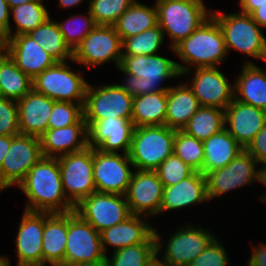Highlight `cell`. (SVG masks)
<instances>
[{
  "mask_svg": "<svg viewBox=\"0 0 266 266\" xmlns=\"http://www.w3.org/2000/svg\"><path fill=\"white\" fill-rule=\"evenodd\" d=\"M28 199L25 210L67 213L74 205L66 198L58 158L42 157L18 185Z\"/></svg>",
  "mask_w": 266,
  "mask_h": 266,
  "instance_id": "1",
  "label": "cell"
},
{
  "mask_svg": "<svg viewBox=\"0 0 266 266\" xmlns=\"http://www.w3.org/2000/svg\"><path fill=\"white\" fill-rule=\"evenodd\" d=\"M188 66L157 54L123 55L118 69L127 78L126 84L119 86L133 97L168 91L170 87H160V83L188 72L190 74L191 69Z\"/></svg>",
  "mask_w": 266,
  "mask_h": 266,
  "instance_id": "2",
  "label": "cell"
},
{
  "mask_svg": "<svg viewBox=\"0 0 266 266\" xmlns=\"http://www.w3.org/2000/svg\"><path fill=\"white\" fill-rule=\"evenodd\" d=\"M171 49L184 64L195 68L217 67L229 53L221 27L212 15Z\"/></svg>",
  "mask_w": 266,
  "mask_h": 266,
  "instance_id": "3",
  "label": "cell"
},
{
  "mask_svg": "<svg viewBox=\"0 0 266 266\" xmlns=\"http://www.w3.org/2000/svg\"><path fill=\"white\" fill-rule=\"evenodd\" d=\"M158 25L171 38L170 48L192 34L212 14L203 0H156Z\"/></svg>",
  "mask_w": 266,
  "mask_h": 266,
  "instance_id": "4",
  "label": "cell"
},
{
  "mask_svg": "<svg viewBox=\"0 0 266 266\" xmlns=\"http://www.w3.org/2000/svg\"><path fill=\"white\" fill-rule=\"evenodd\" d=\"M175 135L166 125L135 127L128 153L135 170L155 171L174 153Z\"/></svg>",
  "mask_w": 266,
  "mask_h": 266,
  "instance_id": "5",
  "label": "cell"
},
{
  "mask_svg": "<svg viewBox=\"0 0 266 266\" xmlns=\"http://www.w3.org/2000/svg\"><path fill=\"white\" fill-rule=\"evenodd\" d=\"M211 15L221 27L227 51L232 48L256 60L266 61V38L251 15L217 11H212Z\"/></svg>",
  "mask_w": 266,
  "mask_h": 266,
  "instance_id": "6",
  "label": "cell"
},
{
  "mask_svg": "<svg viewBox=\"0 0 266 266\" xmlns=\"http://www.w3.org/2000/svg\"><path fill=\"white\" fill-rule=\"evenodd\" d=\"M133 96L124 91L119 84H88L83 104V118L88 126L105 118H127L132 120Z\"/></svg>",
  "mask_w": 266,
  "mask_h": 266,
  "instance_id": "7",
  "label": "cell"
},
{
  "mask_svg": "<svg viewBox=\"0 0 266 266\" xmlns=\"http://www.w3.org/2000/svg\"><path fill=\"white\" fill-rule=\"evenodd\" d=\"M66 62H57L32 80L33 90L54 101L84 103L88 82Z\"/></svg>",
  "mask_w": 266,
  "mask_h": 266,
  "instance_id": "8",
  "label": "cell"
},
{
  "mask_svg": "<svg viewBox=\"0 0 266 266\" xmlns=\"http://www.w3.org/2000/svg\"><path fill=\"white\" fill-rule=\"evenodd\" d=\"M62 186L66 198L76 206L96 192L93 179V148L58 156Z\"/></svg>",
  "mask_w": 266,
  "mask_h": 266,
  "instance_id": "9",
  "label": "cell"
},
{
  "mask_svg": "<svg viewBox=\"0 0 266 266\" xmlns=\"http://www.w3.org/2000/svg\"><path fill=\"white\" fill-rule=\"evenodd\" d=\"M101 236L74 210L68 212V232L64 266H79L103 259Z\"/></svg>",
  "mask_w": 266,
  "mask_h": 266,
  "instance_id": "10",
  "label": "cell"
},
{
  "mask_svg": "<svg viewBox=\"0 0 266 266\" xmlns=\"http://www.w3.org/2000/svg\"><path fill=\"white\" fill-rule=\"evenodd\" d=\"M43 157L40 137L16 135L0 167V191L18 186L28 171Z\"/></svg>",
  "mask_w": 266,
  "mask_h": 266,
  "instance_id": "11",
  "label": "cell"
},
{
  "mask_svg": "<svg viewBox=\"0 0 266 266\" xmlns=\"http://www.w3.org/2000/svg\"><path fill=\"white\" fill-rule=\"evenodd\" d=\"M122 52V40L114 26L97 25L75 48L71 62L97 66L114 61L119 67Z\"/></svg>",
  "mask_w": 266,
  "mask_h": 266,
  "instance_id": "12",
  "label": "cell"
},
{
  "mask_svg": "<svg viewBox=\"0 0 266 266\" xmlns=\"http://www.w3.org/2000/svg\"><path fill=\"white\" fill-rule=\"evenodd\" d=\"M74 211L98 232L117 225L132 215L124 195L97 191L82 199L74 207Z\"/></svg>",
  "mask_w": 266,
  "mask_h": 266,
  "instance_id": "13",
  "label": "cell"
},
{
  "mask_svg": "<svg viewBox=\"0 0 266 266\" xmlns=\"http://www.w3.org/2000/svg\"><path fill=\"white\" fill-rule=\"evenodd\" d=\"M134 167L128 154L104 153L93 149V179L96 191L101 193L126 194Z\"/></svg>",
  "mask_w": 266,
  "mask_h": 266,
  "instance_id": "14",
  "label": "cell"
},
{
  "mask_svg": "<svg viewBox=\"0 0 266 266\" xmlns=\"http://www.w3.org/2000/svg\"><path fill=\"white\" fill-rule=\"evenodd\" d=\"M257 165L256 159L244 149L227 166L208 172L205 175L208 199L254 183L258 180Z\"/></svg>",
  "mask_w": 266,
  "mask_h": 266,
  "instance_id": "15",
  "label": "cell"
},
{
  "mask_svg": "<svg viewBox=\"0 0 266 266\" xmlns=\"http://www.w3.org/2000/svg\"><path fill=\"white\" fill-rule=\"evenodd\" d=\"M178 228L170 238H168L165 253L159 260L168 266H189L190 263L200 255L208 245L216 238L209 231L198 226H188Z\"/></svg>",
  "mask_w": 266,
  "mask_h": 266,
  "instance_id": "16",
  "label": "cell"
},
{
  "mask_svg": "<svg viewBox=\"0 0 266 266\" xmlns=\"http://www.w3.org/2000/svg\"><path fill=\"white\" fill-rule=\"evenodd\" d=\"M163 189L156 171L135 170L125 194L131 214L148 218L159 214Z\"/></svg>",
  "mask_w": 266,
  "mask_h": 266,
  "instance_id": "17",
  "label": "cell"
},
{
  "mask_svg": "<svg viewBox=\"0 0 266 266\" xmlns=\"http://www.w3.org/2000/svg\"><path fill=\"white\" fill-rule=\"evenodd\" d=\"M132 120L127 118H105L87 126L88 146L104 153L128 154L134 131Z\"/></svg>",
  "mask_w": 266,
  "mask_h": 266,
  "instance_id": "18",
  "label": "cell"
},
{
  "mask_svg": "<svg viewBox=\"0 0 266 266\" xmlns=\"http://www.w3.org/2000/svg\"><path fill=\"white\" fill-rule=\"evenodd\" d=\"M194 71L190 88L200 105L225 110L234 99V84L228 82L218 67L195 68Z\"/></svg>",
  "mask_w": 266,
  "mask_h": 266,
  "instance_id": "19",
  "label": "cell"
},
{
  "mask_svg": "<svg viewBox=\"0 0 266 266\" xmlns=\"http://www.w3.org/2000/svg\"><path fill=\"white\" fill-rule=\"evenodd\" d=\"M44 212L25 210L16 237L18 266H43Z\"/></svg>",
  "mask_w": 266,
  "mask_h": 266,
  "instance_id": "20",
  "label": "cell"
},
{
  "mask_svg": "<svg viewBox=\"0 0 266 266\" xmlns=\"http://www.w3.org/2000/svg\"><path fill=\"white\" fill-rule=\"evenodd\" d=\"M224 111L225 128L243 149L266 125L265 110L236 99H233Z\"/></svg>",
  "mask_w": 266,
  "mask_h": 266,
  "instance_id": "21",
  "label": "cell"
},
{
  "mask_svg": "<svg viewBox=\"0 0 266 266\" xmlns=\"http://www.w3.org/2000/svg\"><path fill=\"white\" fill-rule=\"evenodd\" d=\"M7 53L17 67L32 80L57 61L27 34L7 40Z\"/></svg>",
  "mask_w": 266,
  "mask_h": 266,
  "instance_id": "22",
  "label": "cell"
},
{
  "mask_svg": "<svg viewBox=\"0 0 266 266\" xmlns=\"http://www.w3.org/2000/svg\"><path fill=\"white\" fill-rule=\"evenodd\" d=\"M40 142L43 157L57 158L81 151L88 146L86 122L82 117L76 124L64 128L47 129L40 136Z\"/></svg>",
  "mask_w": 266,
  "mask_h": 266,
  "instance_id": "23",
  "label": "cell"
},
{
  "mask_svg": "<svg viewBox=\"0 0 266 266\" xmlns=\"http://www.w3.org/2000/svg\"><path fill=\"white\" fill-rule=\"evenodd\" d=\"M53 105V99L33 89L18 100L20 134L40 137L48 129V120Z\"/></svg>",
  "mask_w": 266,
  "mask_h": 266,
  "instance_id": "24",
  "label": "cell"
},
{
  "mask_svg": "<svg viewBox=\"0 0 266 266\" xmlns=\"http://www.w3.org/2000/svg\"><path fill=\"white\" fill-rule=\"evenodd\" d=\"M204 201H209L206 176L202 172L194 171L177 184L164 187L160 213Z\"/></svg>",
  "mask_w": 266,
  "mask_h": 266,
  "instance_id": "25",
  "label": "cell"
},
{
  "mask_svg": "<svg viewBox=\"0 0 266 266\" xmlns=\"http://www.w3.org/2000/svg\"><path fill=\"white\" fill-rule=\"evenodd\" d=\"M68 232V212H44L42 239L43 266H64Z\"/></svg>",
  "mask_w": 266,
  "mask_h": 266,
  "instance_id": "26",
  "label": "cell"
},
{
  "mask_svg": "<svg viewBox=\"0 0 266 266\" xmlns=\"http://www.w3.org/2000/svg\"><path fill=\"white\" fill-rule=\"evenodd\" d=\"M142 218L144 216L132 214L125 221L100 232L104 254L107 252V244L115 247L114 250H118L143 243L154 232V228Z\"/></svg>",
  "mask_w": 266,
  "mask_h": 266,
  "instance_id": "27",
  "label": "cell"
},
{
  "mask_svg": "<svg viewBox=\"0 0 266 266\" xmlns=\"http://www.w3.org/2000/svg\"><path fill=\"white\" fill-rule=\"evenodd\" d=\"M244 64L234 81V99L266 111V71L251 61Z\"/></svg>",
  "mask_w": 266,
  "mask_h": 266,
  "instance_id": "28",
  "label": "cell"
},
{
  "mask_svg": "<svg viewBox=\"0 0 266 266\" xmlns=\"http://www.w3.org/2000/svg\"><path fill=\"white\" fill-rule=\"evenodd\" d=\"M201 107L192 89L186 84L170 87L167 91V113L165 125L183 130L191 117Z\"/></svg>",
  "mask_w": 266,
  "mask_h": 266,
  "instance_id": "29",
  "label": "cell"
},
{
  "mask_svg": "<svg viewBox=\"0 0 266 266\" xmlns=\"http://www.w3.org/2000/svg\"><path fill=\"white\" fill-rule=\"evenodd\" d=\"M244 149L228 133L226 128L203 141L204 164L201 172H208L227 166Z\"/></svg>",
  "mask_w": 266,
  "mask_h": 266,
  "instance_id": "30",
  "label": "cell"
},
{
  "mask_svg": "<svg viewBox=\"0 0 266 266\" xmlns=\"http://www.w3.org/2000/svg\"><path fill=\"white\" fill-rule=\"evenodd\" d=\"M166 113L167 91L143 94L133 98L134 127L165 125Z\"/></svg>",
  "mask_w": 266,
  "mask_h": 266,
  "instance_id": "31",
  "label": "cell"
},
{
  "mask_svg": "<svg viewBox=\"0 0 266 266\" xmlns=\"http://www.w3.org/2000/svg\"><path fill=\"white\" fill-rule=\"evenodd\" d=\"M160 241V234L154 229L143 243L114 250L112 259L107 257L109 266H149L162 251Z\"/></svg>",
  "mask_w": 266,
  "mask_h": 266,
  "instance_id": "32",
  "label": "cell"
},
{
  "mask_svg": "<svg viewBox=\"0 0 266 266\" xmlns=\"http://www.w3.org/2000/svg\"><path fill=\"white\" fill-rule=\"evenodd\" d=\"M158 25L157 9L141 4L137 0L117 19L113 25L121 40L142 33Z\"/></svg>",
  "mask_w": 266,
  "mask_h": 266,
  "instance_id": "33",
  "label": "cell"
},
{
  "mask_svg": "<svg viewBox=\"0 0 266 266\" xmlns=\"http://www.w3.org/2000/svg\"><path fill=\"white\" fill-rule=\"evenodd\" d=\"M32 89V79L6 53L0 59V97L18 101Z\"/></svg>",
  "mask_w": 266,
  "mask_h": 266,
  "instance_id": "34",
  "label": "cell"
},
{
  "mask_svg": "<svg viewBox=\"0 0 266 266\" xmlns=\"http://www.w3.org/2000/svg\"><path fill=\"white\" fill-rule=\"evenodd\" d=\"M27 35L35 40L57 62H66L67 59L73 60V50L65 42L57 22L50 17L36 29L28 32Z\"/></svg>",
  "mask_w": 266,
  "mask_h": 266,
  "instance_id": "35",
  "label": "cell"
},
{
  "mask_svg": "<svg viewBox=\"0 0 266 266\" xmlns=\"http://www.w3.org/2000/svg\"><path fill=\"white\" fill-rule=\"evenodd\" d=\"M225 128V111L217 107L201 106L183 128L187 134L204 141Z\"/></svg>",
  "mask_w": 266,
  "mask_h": 266,
  "instance_id": "36",
  "label": "cell"
},
{
  "mask_svg": "<svg viewBox=\"0 0 266 266\" xmlns=\"http://www.w3.org/2000/svg\"><path fill=\"white\" fill-rule=\"evenodd\" d=\"M42 1L43 0H34L11 8L10 15H13L16 24V28H14L16 31L12 33V37L20 34H27L50 17L49 11L45 8V5L42 4Z\"/></svg>",
  "mask_w": 266,
  "mask_h": 266,
  "instance_id": "37",
  "label": "cell"
},
{
  "mask_svg": "<svg viewBox=\"0 0 266 266\" xmlns=\"http://www.w3.org/2000/svg\"><path fill=\"white\" fill-rule=\"evenodd\" d=\"M163 31L157 25L140 34L122 40L123 55H151L157 54L164 40Z\"/></svg>",
  "mask_w": 266,
  "mask_h": 266,
  "instance_id": "38",
  "label": "cell"
},
{
  "mask_svg": "<svg viewBox=\"0 0 266 266\" xmlns=\"http://www.w3.org/2000/svg\"><path fill=\"white\" fill-rule=\"evenodd\" d=\"M174 154L194 171L201 172L203 169V141L187 134L183 130H176Z\"/></svg>",
  "mask_w": 266,
  "mask_h": 266,
  "instance_id": "39",
  "label": "cell"
},
{
  "mask_svg": "<svg viewBox=\"0 0 266 266\" xmlns=\"http://www.w3.org/2000/svg\"><path fill=\"white\" fill-rule=\"evenodd\" d=\"M136 0H89L88 9L97 25L113 26Z\"/></svg>",
  "mask_w": 266,
  "mask_h": 266,
  "instance_id": "40",
  "label": "cell"
},
{
  "mask_svg": "<svg viewBox=\"0 0 266 266\" xmlns=\"http://www.w3.org/2000/svg\"><path fill=\"white\" fill-rule=\"evenodd\" d=\"M77 17L78 16L75 17L74 15H72L66 21L64 20L59 23L57 22L58 28L63 34L65 42L73 51L84 40V38L97 26V23L91 16L89 9L88 15L86 17H84V15L82 17L81 14L79 15V18ZM79 22H81V25Z\"/></svg>",
  "mask_w": 266,
  "mask_h": 266,
  "instance_id": "41",
  "label": "cell"
},
{
  "mask_svg": "<svg viewBox=\"0 0 266 266\" xmlns=\"http://www.w3.org/2000/svg\"><path fill=\"white\" fill-rule=\"evenodd\" d=\"M83 104L54 101L48 120V129L64 128L76 124L83 117Z\"/></svg>",
  "mask_w": 266,
  "mask_h": 266,
  "instance_id": "42",
  "label": "cell"
},
{
  "mask_svg": "<svg viewBox=\"0 0 266 266\" xmlns=\"http://www.w3.org/2000/svg\"><path fill=\"white\" fill-rule=\"evenodd\" d=\"M163 186H172L190 176L194 170L174 153L155 170Z\"/></svg>",
  "mask_w": 266,
  "mask_h": 266,
  "instance_id": "43",
  "label": "cell"
},
{
  "mask_svg": "<svg viewBox=\"0 0 266 266\" xmlns=\"http://www.w3.org/2000/svg\"><path fill=\"white\" fill-rule=\"evenodd\" d=\"M20 134L17 101L0 97V136Z\"/></svg>",
  "mask_w": 266,
  "mask_h": 266,
  "instance_id": "44",
  "label": "cell"
},
{
  "mask_svg": "<svg viewBox=\"0 0 266 266\" xmlns=\"http://www.w3.org/2000/svg\"><path fill=\"white\" fill-rule=\"evenodd\" d=\"M225 247L215 238L189 266H227L230 262Z\"/></svg>",
  "mask_w": 266,
  "mask_h": 266,
  "instance_id": "45",
  "label": "cell"
},
{
  "mask_svg": "<svg viewBox=\"0 0 266 266\" xmlns=\"http://www.w3.org/2000/svg\"><path fill=\"white\" fill-rule=\"evenodd\" d=\"M245 150L256 159L258 164H266V125L257 133Z\"/></svg>",
  "mask_w": 266,
  "mask_h": 266,
  "instance_id": "46",
  "label": "cell"
},
{
  "mask_svg": "<svg viewBox=\"0 0 266 266\" xmlns=\"http://www.w3.org/2000/svg\"><path fill=\"white\" fill-rule=\"evenodd\" d=\"M10 7L6 0H0V34L4 37H12V28L10 25Z\"/></svg>",
  "mask_w": 266,
  "mask_h": 266,
  "instance_id": "47",
  "label": "cell"
},
{
  "mask_svg": "<svg viewBox=\"0 0 266 266\" xmlns=\"http://www.w3.org/2000/svg\"><path fill=\"white\" fill-rule=\"evenodd\" d=\"M252 254L248 260V266H266V244H260L252 248Z\"/></svg>",
  "mask_w": 266,
  "mask_h": 266,
  "instance_id": "48",
  "label": "cell"
},
{
  "mask_svg": "<svg viewBox=\"0 0 266 266\" xmlns=\"http://www.w3.org/2000/svg\"><path fill=\"white\" fill-rule=\"evenodd\" d=\"M266 0H239L240 12L251 15L257 8L263 5Z\"/></svg>",
  "mask_w": 266,
  "mask_h": 266,
  "instance_id": "49",
  "label": "cell"
},
{
  "mask_svg": "<svg viewBox=\"0 0 266 266\" xmlns=\"http://www.w3.org/2000/svg\"><path fill=\"white\" fill-rule=\"evenodd\" d=\"M253 20L263 28H266V2L251 14Z\"/></svg>",
  "mask_w": 266,
  "mask_h": 266,
  "instance_id": "50",
  "label": "cell"
},
{
  "mask_svg": "<svg viewBox=\"0 0 266 266\" xmlns=\"http://www.w3.org/2000/svg\"><path fill=\"white\" fill-rule=\"evenodd\" d=\"M14 136H7L3 135L0 136V167L3 163L4 157L7 154L10 145H11V140Z\"/></svg>",
  "mask_w": 266,
  "mask_h": 266,
  "instance_id": "51",
  "label": "cell"
},
{
  "mask_svg": "<svg viewBox=\"0 0 266 266\" xmlns=\"http://www.w3.org/2000/svg\"><path fill=\"white\" fill-rule=\"evenodd\" d=\"M263 165L262 168L258 169V182L263 183L266 186V164ZM266 194V193H265ZM266 204V195L259 197Z\"/></svg>",
  "mask_w": 266,
  "mask_h": 266,
  "instance_id": "52",
  "label": "cell"
},
{
  "mask_svg": "<svg viewBox=\"0 0 266 266\" xmlns=\"http://www.w3.org/2000/svg\"><path fill=\"white\" fill-rule=\"evenodd\" d=\"M83 0H59V5L63 8H70L75 5H79Z\"/></svg>",
  "mask_w": 266,
  "mask_h": 266,
  "instance_id": "53",
  "label": "cell"
},
{
  "mask_svg": "<svg viewBox=\"0 0 266 266\" xmlns=\"http://www.w3.org/2000/svg\"><path fill=\"white\" fill-rule=\"evenodd\" d=\"M7 53V38L0 34V59Z\"/></svg>",
  "mask_w": 266,
  "mask_h": 266,
  "instance_id": "54",
  "label": "cell"
},
{
  "mask_svg": "<svg viewBox=\"0 0 266 266\" xmlns=\"http://www.w3.org/2000/svg\"><path fill=\"white\" fill-rule=\"evenodd\" d=\"M79 266H109L107 256H105L103 259L95 261V262H90V263H85Z\"/></svg>",
  "mask_w": 266,
  "mask_h": 266,
  "instance_id": "55",
  "label": "cell"
},
{
  "mask_svg": "<svg viewBox=\"0 0 266 266\" xmlns=\"http://www.w3.org/2000/svg\"><path fill=\"white\" fill-rule=\"evenodd\" d=\"M34 0H6V2L9 4L10 9L22 4H26L29 2H32Z\"/></svg>",
  "mask_w": 266,
  "mask_h": 266,
  "instance_id": "56",
  "label": "cell"
},
{
  "mask_svg": "<svg viewBox=\"0 0 266 266\" xmlns=\"http://www.w3.org/2000/svg\"><path fill=\"white\" fill-rule=\"evenodd\" d=\"M0 266H10V261L8 257H0Z\"/></svg>",
  "mask_w": 266,
  "mask_h": 266,
  "instance_id": "57",
  "label": "cell"
},
{
  "mask_svg": "<svg viewBox=\"0 0 266 266\" xmlns=\"http://www.w3.org/2000/svg\"><path fill=\"white\" fill-rule=\"evenodd\" d=\"M149 266H161V262L159 261V257H157V259L151 263Z\"/></svg>",
  "mask_w": 266,
  "mask_h": 266,
  "instance_id": "58",
  "label": "cell"
}]
</instances>
